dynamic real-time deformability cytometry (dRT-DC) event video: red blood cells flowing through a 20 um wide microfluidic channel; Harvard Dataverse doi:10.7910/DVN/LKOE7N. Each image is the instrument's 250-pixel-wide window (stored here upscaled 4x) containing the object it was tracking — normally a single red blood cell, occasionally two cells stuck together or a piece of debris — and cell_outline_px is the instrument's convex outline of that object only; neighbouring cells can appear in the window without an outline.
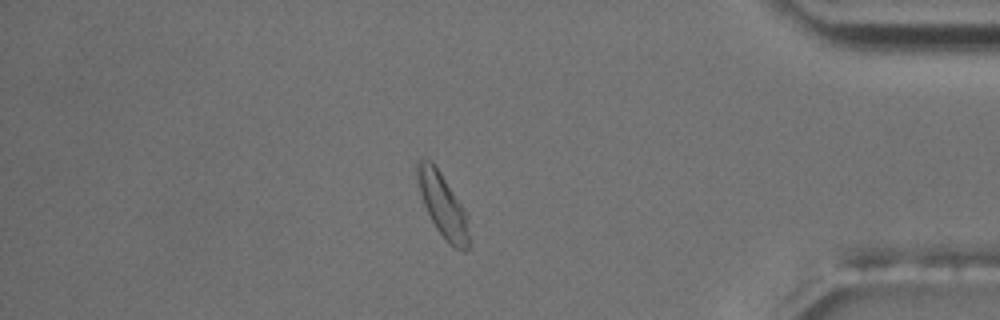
{"species": "common noctule bat (a hibernating species)", "species_latin": "Nyctalus noctula", "temperature_condition": "room temperature", "stored_images_in_passage": 56, "camera_frame_rate_fps": 3000, "um_per_image_px": 0.085, "animal": {"sex": "male", "body_mass_g": 17.5, "forearm_length_mm": 52.3}, "frame": {"image": 1, "passage_image": 48, "time_ms": 15.667, "image_size_px": [1000, 320], "cell_outline_px": [[468, 248], [464, 252], [460, 252], [452, 248], [448, 244], [436, 228], [424, 204], [420, 192], [416, 176], [416, 160], [420, 156], [428, 160], [440, 172], [468, 212]], "centroid_in_image_um": [37.65, 17.46], "position_along_channel_um": 397.5, "area_um2": 19.36}, "authors_computed_cell_mechanics": {"area_um2": 18.3515, "velocity_mm_per_s": 3.5972, "shape_relaxation_time_tau1_ms": 5.5664, "shape_relaxation_time_tau2_ms": 8.0604, "deformation_change_tau1": 0.1564, "deformation_change_tau2": 0.1323}}